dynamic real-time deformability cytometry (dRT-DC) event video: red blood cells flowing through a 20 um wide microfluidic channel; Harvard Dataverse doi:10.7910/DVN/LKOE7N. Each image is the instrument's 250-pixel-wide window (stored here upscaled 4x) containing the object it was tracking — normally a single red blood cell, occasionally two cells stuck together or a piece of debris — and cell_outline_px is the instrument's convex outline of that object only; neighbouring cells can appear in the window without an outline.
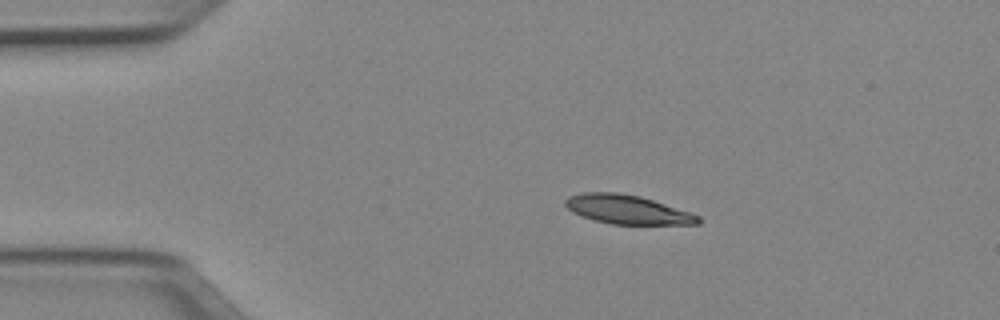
{"species": "Egyptian fruit bat (a non-hibernating species)", "species_latin": "Rousettus aegyptiacus", "temperature_condition": "cold", "stored_images_in_passage": 42, "camera_frame_rate_fps": 3000, "um_per_image_px": 0.085, "animal": {"sex": "female"}, "frame": {"image": 1, "passage_image": 1, "time_ms": 0.0, "image_size_px": [1000, 320], "cell_outline_px": [[700, 224], [612, 224], [592, 220], [580, 216], [572, 212], [564, 204], [564, 200], [568, 196], [584, 192], [616, 192], [640, 196], [700, 216]], "centroid_in_image_um": [53.25, 17.81], "position_along_channel_um": 31.7, "area_um2": 22.31}}
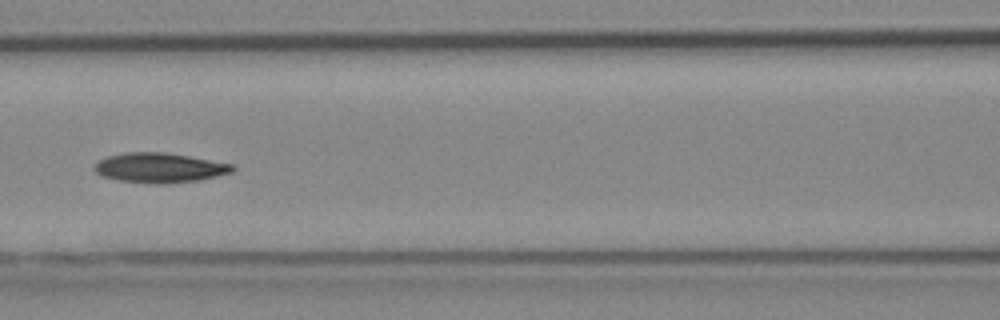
{"frame": {"image": 2, "passage_image": 14, "time_ms": 4.333, "image_size_px": [1000, 320], "cell_outline_px": [[236, 168], [232, 172], [200, 180], [160, 184], [152, 184], [120, 180], [104, 176], [96, 172], [92, 168], [100, 160], [108, 156], [124, 152], [164, 152], [188, 156], [232, 164]], "centroid_in_image_um": [13.56, 14.26], "position_along_channel_um": 153.0, "area_um2": 23.76}}
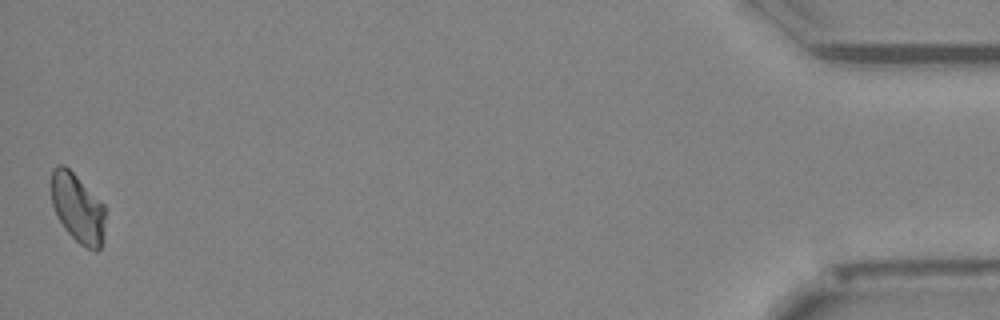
{"frame": {"image": 3, "passage_image": 42, "time_ms": 13.667, "image_size_px": [1000, 320], "cell_outline_px": [[104, 240], [100, 248], [96, 252], [80, 244], [64, 228], [56, 216], [52, 204], [52, 168], [56, 164], [64, 164], [104, 204]], "centroid_in_image_um": [6.6, 17.7], "position_along_channel_um": 428.6, "area_um2": 21.68}, "authors_computed_cell_mechanics": {"area_um2": 23.2356, "velocity_mm_per_s": 3.9455, "shape_relaxation_time_tau1_ms": 5.3357, "shape_relaxation_time_tau2_ms": null, "deformation_change_tau1": 0.1444, "deformation_change_tau2": null}}